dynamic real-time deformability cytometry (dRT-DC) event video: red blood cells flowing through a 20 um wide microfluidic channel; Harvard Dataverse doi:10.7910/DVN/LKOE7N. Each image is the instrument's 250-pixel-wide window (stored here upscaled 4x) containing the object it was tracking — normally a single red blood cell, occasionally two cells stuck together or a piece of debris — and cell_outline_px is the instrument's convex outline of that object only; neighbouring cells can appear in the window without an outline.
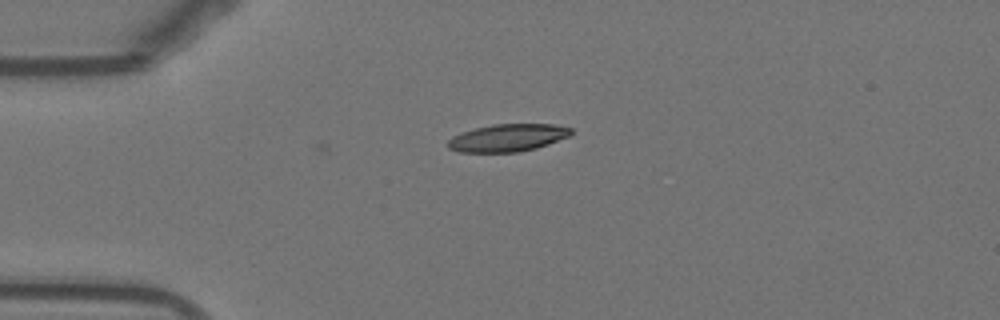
{"species": "Egyptian fruit bat (a non-hibernating species)", "species_latin": "Rousettus aegyptiacus", "temperature_condition": "warm", "stored_images_in_passage": 42, "camera_frame_rate_fps": 3000, "um_per_image_px": 0.085, "animal": {"sex": "female"}, "frame": {"image": 1, "passage_image": 1, "time_ms": 0.0, "image_size_px": [1000, 320], "cell_outline_px": [[572, 136], [536, 148], [516, 152], [460, 152], [448, 148], [448, 140], [452, 136], [476, 128], [492, 124], [552, 124], [572, 128]], "centroid_in_image_um": [43.19, 11.71], "position_along_channel_um": 41.8, "area_um2": 19.71}}
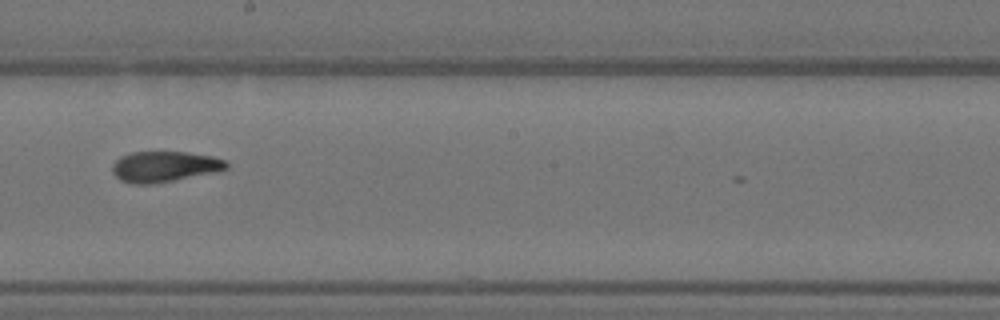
{"frame": {"image": 2, "passage_image": 18, "time_ms": 5.667, "image_size_px": [1000, 320], "cell_outline_px": [[228, 168], [216, 172], [152, 184], [132, 184], [120, 180], [112, 172], [112, 164], [120, 156], [132, 152], [188, 152], [212, 156], [224, 160], [228, 164]], "centroid_in_image_um": [13.96, 14.16], "position_along_channel_um": 234.2, "area_um2": 20.4}}
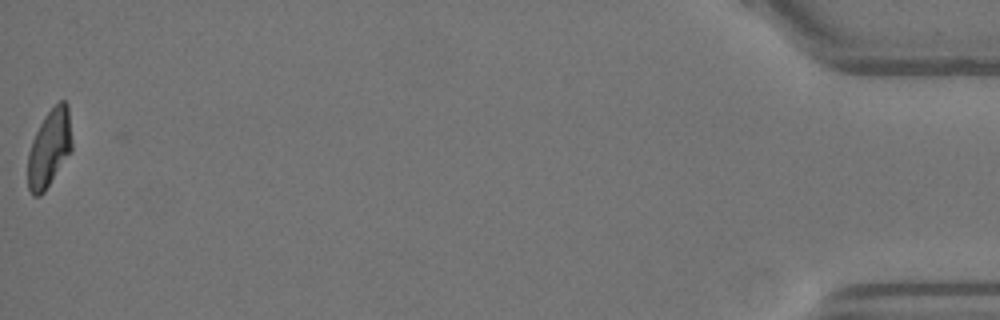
{"frame": {"image": 3, "passage_image": 41, "time_ms": 13.333, "image_size_px": [1000, 320], "cell_outline_px": [[72, 152], [44, 192], [40, 196], [32, 196], [28, 188], [28, 152], [32, 140], [44, 116], [60, 100], [64, 100], [68, 104], [72, 144]], "centroid_in_image_um": [4.2, 12.62], "position_along_channel_um": 431.0, "area_um2": 20.06}, "authors_computed_cell_mechanics": {"area_um2": 20.5479, "velocity_mm_per_s": 3.8435, "shape_relaxation_time_tau1_ms": null, "shape_relaxation_time_tau2_ms": 2.7422, "deformation_change_tau1": null, "deformation_change_tau2": 0.1003}}